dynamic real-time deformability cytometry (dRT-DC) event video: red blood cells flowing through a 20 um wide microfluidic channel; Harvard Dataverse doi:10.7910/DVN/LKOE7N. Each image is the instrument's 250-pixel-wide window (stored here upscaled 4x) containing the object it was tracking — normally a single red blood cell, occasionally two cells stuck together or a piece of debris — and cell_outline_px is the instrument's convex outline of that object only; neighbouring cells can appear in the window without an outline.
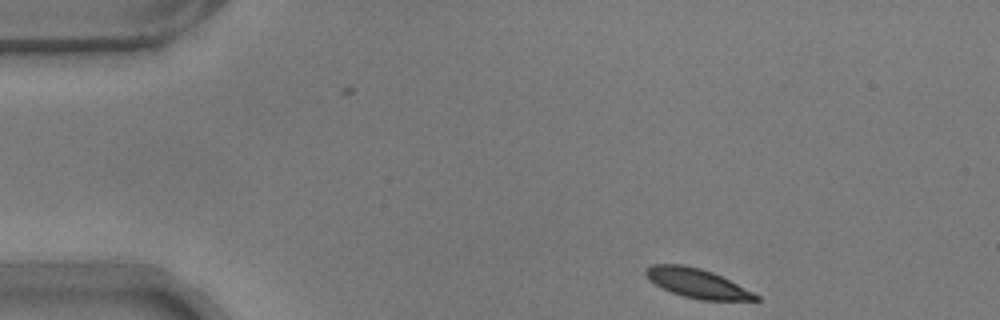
{"species": "common noctule bat (a hibernating species)", "species_latin": "Nyctalus noctula", "temperature_condition": "warm", "stored_images_in_passage": 6, "camera_frame_rate_fps": 3000, "um_per_image_px": 0.085, "animal": {"sex": "male", "body_mass_g": 17.9}, "frame": {"image": 1, "passage_image": 1, "time_ms": 0.0, "image_size_px": [1000, 320], "cell_outline_px": [[760, 300], [700, 300], [684, 296], [672, 292], [648, 280], [644, 272], [644, 268], [652, 264], [680, 264], [700, 268], [712, 272], [760, 296]], "centroid_in_image_um": [59.2, 24.06], "position_along_channel_um": 25.8, "area_um2": 18.44}}